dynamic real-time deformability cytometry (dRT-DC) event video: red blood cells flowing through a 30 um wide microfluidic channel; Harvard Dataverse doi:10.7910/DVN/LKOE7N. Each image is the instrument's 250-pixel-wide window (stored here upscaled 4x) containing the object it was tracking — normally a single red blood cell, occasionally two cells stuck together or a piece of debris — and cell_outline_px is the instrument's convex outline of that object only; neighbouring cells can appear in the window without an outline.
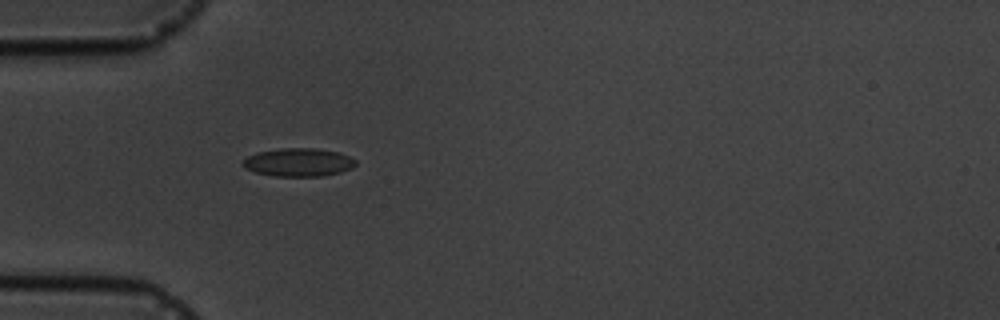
{"species": "common noctule bat (a hibernating species)", "species_latin": "Nyctalus noctula", "temperature_condition": "cold", "stored_images_in_passage": 7, "camera_frame_rate_fps": 3000, "um_per_image_px": 0.085, "animal": {"sex": "male", "body_mass_g": 19.5, "forearm_length_mm": 54.6}, "frame": {"image": 1, "passage_image": 5, "time_ms": 5.333, "image_size_px": [1000, 320], "cell_outline_px": [[356, 164], [352, 168], [340, 172], [320, 176], [276, 176], [256, 172], [244, 168], [240, 164], [248, 156], [256, 152], [280, 148], [316, 148], [340, 152], [356, 160]], "centroid_in_image_um": [25.36, 13.78], "position_along_channel_um": 59.6, "area_um2": 18.61}}
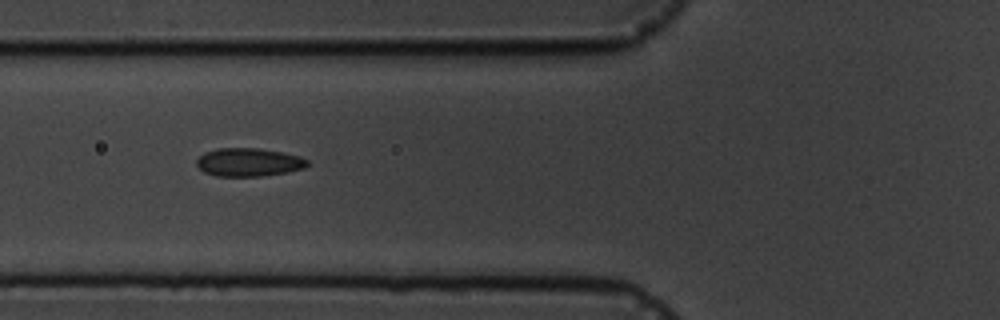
{"frame": {"image": 2, "passage_image": 6, "time_ms": 6.667, "image_size_px": [1000, 320], "cell_outline_px": [[308, 164], [304, 168], [288, 172], [260, 176], [216, 176], [204, 172], [196, 164], [196, 160], [204, 152], [216, 148], [260, 148], [300, 156], [308, 160]], "centroid_in_image_um": [21.12, 13.78], "position_along_channel_um": 104.7, "area_um2": 18.26}}
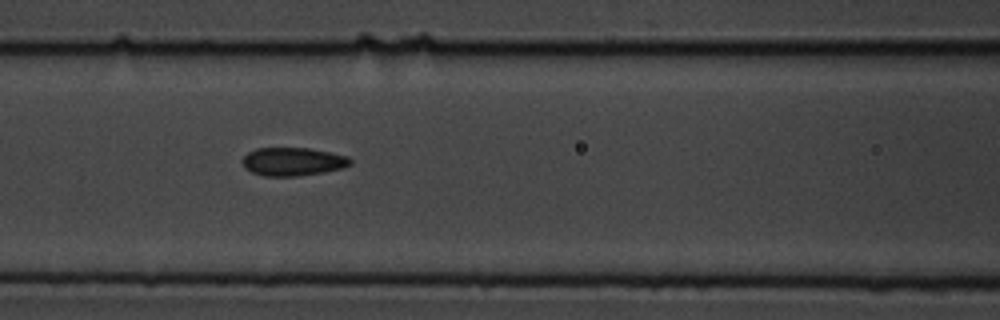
{"frame": {"image": 3, "passage_image": 7, "time_ms": 7.667, "image_size_px": [1000, 320], "cell_outline_px": [[352, 164], [340, 168], [324, 172], [296, 176], [264, 176], [252, 172], [244, 168], [240, 160], [248, 152], [256, 148], [308, 148], [348, 156], [352, 160]], "centroid_in_image_um": [24.85, 13.73], "position_along_channel_um": 141.8, "area_um2": 17.8}}